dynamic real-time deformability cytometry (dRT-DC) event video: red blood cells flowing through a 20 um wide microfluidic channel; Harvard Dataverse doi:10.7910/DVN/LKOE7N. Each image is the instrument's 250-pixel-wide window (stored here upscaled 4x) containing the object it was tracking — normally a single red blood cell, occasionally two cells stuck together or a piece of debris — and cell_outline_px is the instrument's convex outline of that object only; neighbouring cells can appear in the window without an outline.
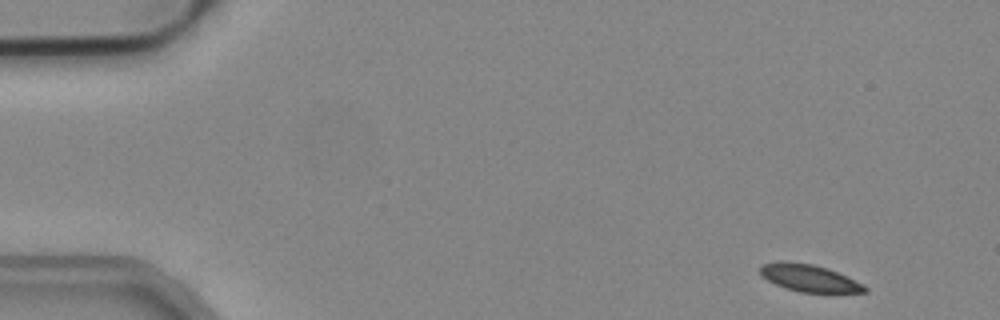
{"species": "common noctule bat (a hibernating species)", "species_latin": "Nyctalus noctula", "temperature_condition": "cold", "stored_images_in_passage": 49, "camera_frame_rate_fps": 3000, "um_per_image_px": 0.085, "animal": {"sex": "male", "body_mass_g": 19.2, "forearm_length_mm": 51.8}, "frame": {"image": 1, "passage_image": 1, "time_ms": 0.0, "image_size_px": [1000, 320], "cell_outline_px": [[868, 292], [800, 292], [776, 284], [768, 280], [760, 272], [760, 264], [784, 260], [812, 264], [828, 268], [864, 284], [868, 288]], "centroid_in_image_um": [68.79, 23.61], "position_along_channel_um": 16.2, "area_um2": 16.42}}
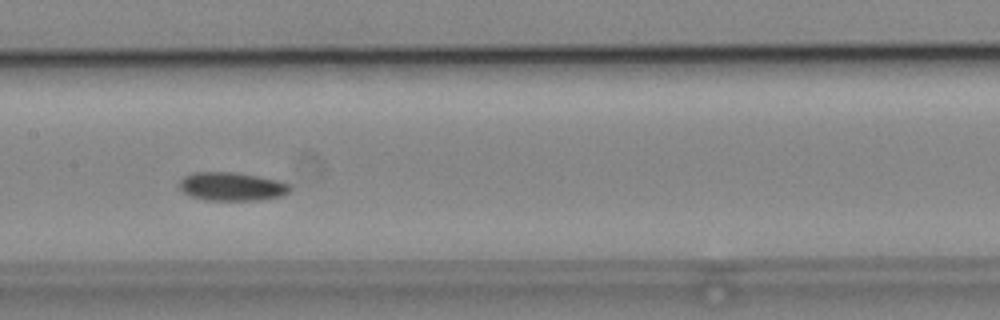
{"frame": {"image": 2, "passage_image": 23, "time_ms": 7.333, "image_size_px": [1000, 320], "cell_outline_px": [[292, 188], [288, 192], [280, 196], [260, 200], [204, 200], [192, 196], [184, 192], [180, 188], [180, 180], [184, 176], [192, 172], [232, 172], [256, 176], [276, 180], [288, 184]], "centroid_in_image_um": [19.68, 15.85], "position_along_channel_um": 187.7, "area_um2": 18.15}}
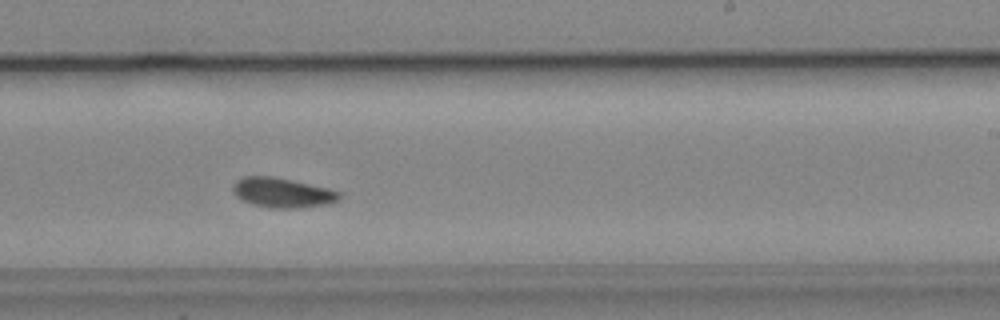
{"frame": {"image": 3, "passage_image": 29, "time_ms": 9.333, "image_size_px": [1000, 320], "cell_outline_px": [[340, 200], [328, 204], [300, 208], [272, 208], [256, 204], [244, 200], [236, 196], [232, 188], [232, 184], [236, 180], [244, 176], [272, 176], [292, 180], [328, 188], [340, 192]], "centroid_in_image_um": [24.02, 16.37], "position_along_channel_um": 265.0, "area_um2": 18.38}, "authors_computed_cell_mechanics": {"area_um2": 17.7446, "velocity_mm_per_s": 3.8805, "shape_relaxation_time_tau1_ms": 3.669, "shape_relaxation_time_tau2_ms": 5.3024, "deformation_change_tau1": 0.0819, "deformation_change_tau2": 0.0894}}